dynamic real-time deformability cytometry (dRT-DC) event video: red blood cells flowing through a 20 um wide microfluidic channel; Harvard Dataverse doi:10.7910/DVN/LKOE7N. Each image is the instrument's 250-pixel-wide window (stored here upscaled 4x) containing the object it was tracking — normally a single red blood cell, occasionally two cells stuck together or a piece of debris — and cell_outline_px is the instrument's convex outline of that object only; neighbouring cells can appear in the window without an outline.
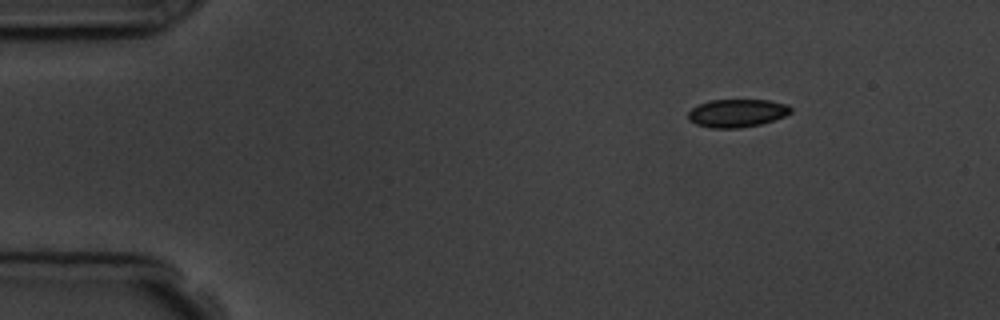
{"species": "common noctule bat (a hibernating species)", "species_latin": "Nyctalus noctula", "temperature_condition": "room temperature", "stored_images_in_passage": 6, "camera_frame_rate_fps": 3000, "um_per_image_px": 0.085, "animal": {"sex": "male", "body_mass_g": 19.5, "forearm_length_mm": 54.6}, "frame": {"image": 1, "passage_image": 1, "time_ms": 0.0, "image_size_px": [1000, 320], "cell_outline_px": [[792, 112], [784, 116], [760, 124], [740, 128], [712, 128], [696, 124], [688, 120], [688, 112], [692, 108], [700, 104], [712, 100], [768, 100], [788, 104], [792, 108]], "centroid_in_image_um": [62.65, 9.61], "position_along_channel_um": 22.3, "area_um2": 16.7}}
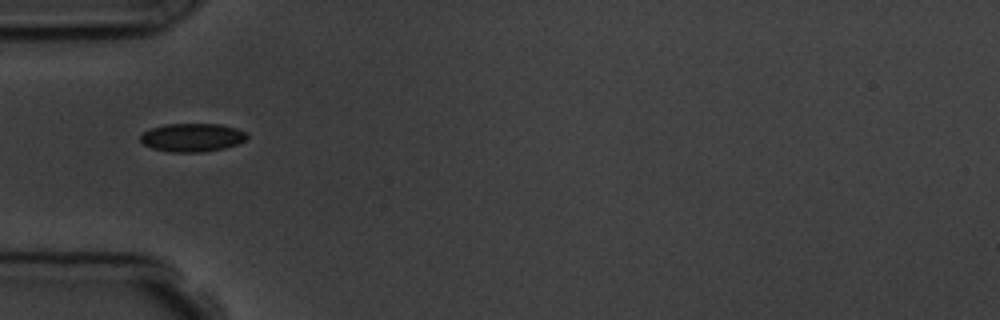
{"frame": {"image": 2, "passage_image": 4, "time_ms": 3.333, "image_size_px": [1000, 320], "cell_outline_px": [[248, 136], [244, 140], [236, 144], [224, 148], [200, 152], [172, 152], [152, 148], [144, 144], [140, 140], [140, 136], [144, 132], [152, 128], [164, 124], [220, 124], [236, 128], [244, 132]], "centroid_in_image_um": [16.32, 11.68], "position_along_channel_um": 68.7, "area_um2": 17.4}}